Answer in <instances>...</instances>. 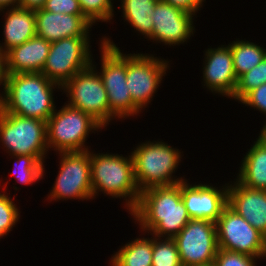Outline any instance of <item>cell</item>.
<instances>
[{"label":"cell","instance_id":"obj_1","mask_svg":"<svg viewBox=\"0 0 266 266\" xmlns=\"http://www.w3.org/2000/svg\"><path fill=\"white\" fill-rule=\"evenodd\" d=\"M128 214L144 235L160 238H174L191 220L181 197V182L141 191L137 206Z\"/></svg>","mask_w":266,"mask_h":266},{"label":"cell","instance_id":"obj_2","mask_svg":"<svg viewBox=\"0 0 266 266\" xmlns=\"http://www.w3.org/2000/svg\"><path fill=\"white\" fill-rule=\"evenodd\" d=\"M62 87L50 81L43 73L7 74L0 109L18 116L47 122L55 112V90Z\"/></svg>","mask_w":266,"mask_h":266},{"label":"cell","instance_id":"obj_3","mask_svg":"<svg viewBox=\"0 0 266 266\" xmlns=\"http://www.w3.org/2000/svg\"><path fill=\"white\" fill-rule=\"evenodd\" d=\"M93 199L101 195L123 199V207L131 212L138 204L141 191L134 177V161L131 152L122 154L96 153L90 150ZM125 203V204H124Z\"/></svg>","mask_w":266,"mask_h":266},{"label":"cell","instance_id":"obj_4","mask_svg":"<svg viewBox=\"0 0 266 266\" xmlns=\"http://www.w3.org/2000/svg\"><path fill=\"white\" fill-rule=\"evenodd\" d=\"M145 141L131 151L134 161V177L140 191L154 186H169L185 180L175 176L183 151L166 142ZM183 155V156H182Z\"/></svg>","mask_w":266,"mask_h":266},{"label":"cell","instance_id":"obj_5","mask_svg":"<svg viewBox=\"0 0 266 266\" xmlns=\"http://www.w3.org/2000/svg\"><path fill=\"white\" fill-rule=\"evenodd\" d=\"M100 42L101 69L97 71L107 91L110 123L115 119L122 121L131 116L135 117L142 111L132 102L126 82V53H123L109 37L102 35Z\"/></svg>","mask_w":266,"mask_h":266},{"label":"cell","instance_id":"obj_6","mask_svg":"<svg viewBox=\"0 0 266 266\" xmlns=\"http://www.w3.org/2000/svg\"><path fill=\"white\" fill-rule=\"evenodd\" d=\"M57 110L47 121L46 133L48 150L56 151V155L60 152L88 150L90 147L85 144L89 134L104 129L91 115L66 102Z\"/></svg>","mask_w":266,"mask_h":266},{"label":"cell","instance_id":"obj_7","mask_svg":"<svg viewBox=\"0 0 266 266\" xmlns=\"http://www.w3.org/2000/svg\"><path fill=\"white\" fill-rule=\"evenodd\" d=\"M47 122L0 109V145L8 155H32L44 161L49 153Z\"/></svg>","mask_w":266,"mask_h":266},{"label":"cell","instance_id":"obj_8","mask_svg":"<svg viewBox=\"0 0 266 266\" xmlns=\"http://www.w3.org/2000/svg\"><path fill=\"white\" fill-rule=\"evenodd\" d=\"M92 59V64L76 73L63 86L69 106L91 115L104 128L110 124V108L107 91Z\"/></svg>","mask_w":266,"mask_h":266},{"label":"cell","instance_id":"obj_9","mask_svg":"<svg viewBox=\"0 0 266 266\" xmlns=\"http://www.w3.org/2000/svg\"><path fill=\"white\" fill-rule=\"evenodd\" d=\"M58 155L59 171L46 200H92L90 149Z\"/></svg>","mask_w":266,"mask_h":266},{"label":"cell","instance_id":"obj_10","mask_svg":"<svg viewBox=\"0 0 266 266\" xmlns=\"http://www.w3.org/2000/svg\"><path fill=\"white\" fill-rule=\"evenodd\" d=\"M170 62L155 54H126V82L132 102L142 111L155 97Z\"/></svg>","mask_w":266,"mask_h":266},{"label":"cell","instance_id":"obj_11","mask_svg":"<svg viewBox=\"0 0 266 266\" xmlns=\"http://www.w3.org/2000/svg\"><path fill=\"white\" fill-rule=\"evenodd\" d=\"M90 37H68L52 42L43 73L61 87L92 64Z\"/></svg>","mask_w":266,"mask_h":266},{"label":"cell","instance_id":"obj_12","mask_svg":"<svg viewBox=\"0 0 266 266\" xmlns=\"http://www.w3.org/2000/svg\"><path fill=\"white\" fill-rule=\"evenodd\" d=\"M219 249L266 257V237L228 205L216 221Z\"/></svg>","mask_w":266,"mask_h":266},{"label":"cell","instance_id":"obj_13","mask_svg":"<svg viewBox=\"0 0 266 266\" xmlns=\"http://www.w3.org/2000/svg\"><path fill=\"white\" fill-rule=\"evenodd\" d=\"M182 266H210L214 264L217 251L216 223L191 219L173 238Z\"/></svg>","mask_w":266,"mask_h":266},{"label":"cell","instance_id":"obj_14","mask_svg":"<svg viewBox=\"0 0 266 266\" xmlns=\"http://www.w3.org/2000/svg\"><path fill=\"white\" fill-rule=\"evenodd\" d=\"M152 42L164 45L178 46L187 44L195 34L194 16L180 8L174 7L162 0L154 6Z\"/></svg>","mask_w":266,"mask_h":266},{"label":"cell","instance_id":"obj_15","mask_svg":"<svg viewBox=\"0 0 266 266\" xmlns=\"http://www.w3.org/2000/svg\"><path fill=\"white\" fill-rule=\"evenodd\" d=\"M181 197L191 219L216 223L228 205V182L216 187L212 183L190 184L185 179L181 182Z\"/></svg>","mask_w":266,"mask_h":266},{"label":"cell","instance_id":"obj_16","mask_svg":"<svg viewBox=\"0 0 266 266\" xmlns=\"http://www.w3.org/2000/svg\"><path fill=\"white\" fill-rule=\"evenodd\" d=\"M203 60V88L222 97L232 98L237 85L233 57L228 45L206 49Z\"/></svg>","mask_w":266,"mask_h":266},{"label":"cell","instance_id":"obj_17","mask_svg":"<svg viewBox=\"0 0 266 266\" xmlns=\"http://www.w3.org/2000/svg\"><path fill=\"white\" fill-rule=\"evenodd\" d=\"M36 35L52 43L68 37H90L93 24L84 15L35 11Z\"/></svg>","mask_w":266,"mask_h":266},{"label":"cell","instance_id":"obj_18","mask_svg":"<svg viewBox=\"0 0 266 266\" xmlns=\"http://www.w3.org/2000/svg\"><path fill=\"white\" fill-rule=\"evenodd\" d=\"M234 180L228 183V206L266 237V190L251 189Z\"/></svg>","mask_w":266,"mask_h":266},{"label":"cell","instance_id":"obj_19","mask_svg":"<svg viewBox=\"0 0 266 266\" xmlns=\"http://www.w3.org/2000/svg\"><path fill=\"white\" fill-rule=\"evenodd\" d=\"M51 43L37 35L6 53L7 74L42 72Z\"/></svg>","mask_w":266,"mask_h":266},{"label":"cell","instance_id":"obj_20","mask_svg":"<svg viewBox=\"0 0 266 266\" xmlns=\"http://www.w3.org/2000/svg\"><path fill=\"white\" fill-rule=\"evenodd\" d=\"M0 13L5 17L2 22L4 43H0L5 53L36 36L35 11L14 7L0 10Z\"/></svg>","mask_w":266,"mask_h":266},{"label":"cell","instance_id":"obj_21","mask_svg":"<svg viewBox=\"0 0 266 266\" xmlns=\"http://www.w3.org/2000/svg\"><path fill=\"white\" fill-rule=\"evenodd\" d=\"M247 150L235 179L245 187L266 190V143L258 137Z\"/></svg>","mask_w":266,"mask_h":266},{"label":"cell","instance_id":"obj_22","mask_svg":"<svg viewBox=\"0 0 266 266\" xmlns=\"http://www.w3.org/2000/svg\"><path fill=\"white\" fill-rule=\"evenodd\" d=\"M122 19L134 28L135 32L143 35L144 38L150 40L153 31V14L154 6L158 0H120Z\"/></svg>","mask_w":266,"mask_h":266},{"label":"cell","instance_id":"obj_23","mask_svg":"<svg viewBox=\"0 0 266 266\" xmlns=\"http://www.w3.org/2000/svg\"><path fill=\"white\" fill-rule=\"evenodd\" d=\"M137 237L121 246L111 256L110 266H152L153 235Z\"/></svg>","mask_w":266,"mask_h":266},{"label":"cell","instance_id":"obj_24","mask_svg":"<svg viewBox=\"0 0 266 266\" xmlns=\"http://www.w3.org/2000/svg\"><path fill=\"white\" fill-rule=\"evenodd\" d=\"M233 57V67L236 77L257 66L265 57L266 49L258 43L246 39H236L228 44Z\"/></svg>","mask_w":266,"mask_h":266},{"label":"cell","instance_id":"obj_25","mask_svg":"<svg viewBox=\"0 0 266 266\" xmlns=\"http://www.w3.org/2000/svg\"><path fill=\"white\" fill-rule=\"evenodd\" d=\"M10 159H14L13 172L10 177L14 176L15 181L24 186L32 185L44 178L45 162L39 161L32 155H9ZM12 157V158H11Z\"/></svg>","mask_w":266,"mask_h":266},{"label":"cell","instance_id":"obj_26","mask_svg":"<svg viewBox=\"0 0 266 266\" xmlns=\"http://www.w3.org/2000/svg\"><path fill=\"white\" fill-rule=\"evenodd\" d=\"M152 266H182L173 238L153 236Z\"/></svg>","mask_w":266,"mask_h":266},{"label":"cell","instance_id":"obj_27","mask_svg":"<svg viewBox=\"0 0 266 266\" xmlns=\"http://www.w3.org/2000/svg\"><path fill=\"white\" fill-rule=\"evenodd\" d=\"M3 191H0V239L9 235L10 231H12L13 227H15L16 223L20 222V213L21 211L14 203V197H10L9 193L5 192L7 182L3 183ZM12 198V199H11Z\"/></svg>","mask_w":266,"mask_h":266},{"label":"cell","instance_id":"obj_28","mask_svg":"<svg viewBox=\"0 0 266 266\" xmlns=\"http://www.w3.org/2000/svg\"><path fill=\"white\" fill-rule=\"evenodd\" d=\"M266 83V57L254 68L238 77L231 99L240 101L249 91Z\"/></svg>","mask_w":266,"mask_h":266},{"label":"cell","instance_id":"obj_29","mask_svg":"<svg viewBox=\"0 0 266 266\" xmlns=\"http://www.w3.org/2000/svg\"><path fill=\"white\" fill-rule=\"evenodd\" d=\"M113 0H79L83 15L95 26L97 22H110L114 18Z\"/></svg>","mask_w":266,"mask_h":266},{"label":"cell","instance_id":"obj_30","mask_svg":"<svg viewBox=\"0 0 266 266\" xmlns=\"http://www.w3.org/2000/svg\"><path fill=\"white\" fill-rule=\"evenodd\" d=\"M256 258L244 253L218 249L214 259V266H257Z\"/></svg>","mask_w":266,"mask_h":266},{"label":"cell","instance_id":"obj_31","mask_svg":"<svg viewBox=\"0 0 266 266\" xmlns=\"http://www.w3.org/2000/svg\"><path fill=\"white\" fill-rule=\"evenodd\" d=\"M239 103L250 106V109H256L266 118V83L249 91Z\"/></svg>","mask_w":266,"mask_h":266},{"label":"cell","instance_id":"obj_32","mask_svg":"<svg viewBox=\"0 0 266 266\" xmlns=\"http://www.w3.org/2000/svg\"><path fill=\"white\" fill-rule=\"evenodd\" d=\"M44 10L69 15H83L79 0H46Z\"/></svg>","mask_w":266,"mask_h":266},{"label":"cell","instance_id":"obj_33","mask_svg":"<svg viewBox=\"0 0 266 266\" xmlns=\"http://www.w3.org/2000/svg\"><path fill=\"white\" fill-rule=\"evenodd\" d=\"M174 7L196 15L203 7L206 0H162Z\"/></svg>","mask_w":266,"mask_h":266},{"label":"cell","instance_id":"obj_34","mask_svg":"<svg viewBox=\"0 0 266 266\" xmlns=\"http://www.w3.org/2000/svg\"><path fill=\"white\" fill-rule=\"evenodd\" d=\"M7 80V70H6V53L0 48V86L3 87V89H0V97L3 94L5 82Z\"/></svg>","mask_w":266,"mask_h":266},{"label":"cell","instance_id":"obj_35","mask_svg":"<svg viewBox=\"0 0 266 266\" xmlns=\"http://www.w3.org/2000/svg\"><path fill=\"white\" fill-rule=\"evenodd\" d=\"M46 0H20L19 7L37 11L42 9L45 5Z\"/></svg>","mask_w":266,"mask_h":266},{"label":"cell","instance_id":"obj_36","mask_svg":"<svg viewBox=\"0 0 266 266\" xmlns=\"http://www.w3.org/2000/svg\"><path fill=\"white\" fill-rule=\"evenodd\" d=\"M20 0H0V10L19 7Z\"/></svg>","mask_w":266,"mask_h":266},{"label":"cell","instance_id":"obj_37","mask_svg":"<svg viewBox=\"0 0 266 266\" xmlns=\"http://www.w3.org/2000/svg\"><path fill=\"white\" fill-rule=\"evenodd\" d=\"M262 141H264L266 143V120L265 123L262 127V129L260 130L259 136H258Z\"/></svg>","mask_w":266,"mask_h":266}]
</instances>
